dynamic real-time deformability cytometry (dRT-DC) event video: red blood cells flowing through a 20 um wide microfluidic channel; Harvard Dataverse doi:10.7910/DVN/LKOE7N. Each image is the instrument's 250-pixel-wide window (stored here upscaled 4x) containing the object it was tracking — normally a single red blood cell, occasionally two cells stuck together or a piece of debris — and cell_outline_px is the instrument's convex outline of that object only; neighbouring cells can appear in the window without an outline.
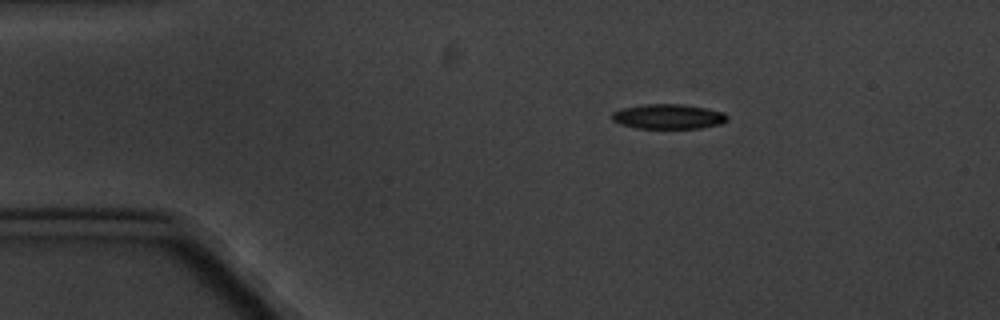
{"species": "common noctule bat (a hibernating species)", "species_latin": "Nyctalus noctula", "temperature_condition": "cold", "stored_images_in_passage": 12, "camera_frame_rate_fps": 3000, "um_per_image_px": 0.085, "animal": {"sex": "male", "body_mass_g": 20.1, "forearm_length_mm": 53.5}, "frame": {"image": 1, "passage_image": 3, "time_ms": 2.333, "image_size_px": [1000, 320], "cell_outline_px": [[728, 120], [720, 124], [700, 128], [636, 128], [620, 124], [612, 120], [612, 112], [620, 108], [644, 104], [684, 104], [724, 112], [728, 116]], "centroid_in_image_um": [56.79, 9.9], "position_along_channel_um": 28.2, "area_um2": 16.76}}
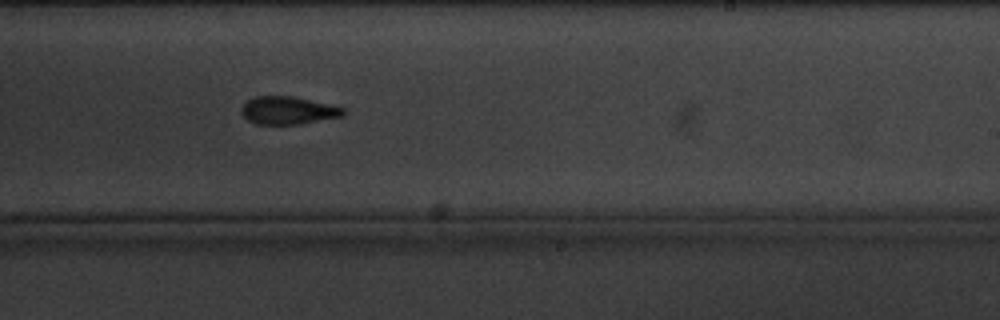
{"frame": {"image": 2, "passage_image": 10, "time_ms": 11.0, "image_size_px": [1000, 320], "cell_outline_px": [[344, 116], [300, 124], [256, 124], [248, 120], [240, 112], [240, 108], [248, 100], [256, 96], [292, 96], [344, 108]], "centroid_in_image_um": [24.45, 9.39], "position_along_channel_um": 264.5, "area_um2": 16.36}}